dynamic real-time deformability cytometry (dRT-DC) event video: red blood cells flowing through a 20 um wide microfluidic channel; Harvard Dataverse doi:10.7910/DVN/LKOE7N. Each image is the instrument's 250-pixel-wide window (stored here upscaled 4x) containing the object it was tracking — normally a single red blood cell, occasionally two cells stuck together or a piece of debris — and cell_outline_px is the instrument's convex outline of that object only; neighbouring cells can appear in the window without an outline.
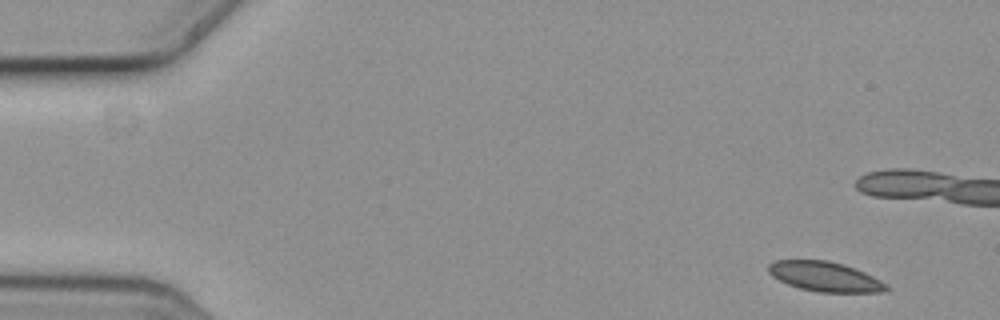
{"species": "common noctule bat (a hibernating species)", "species_latin": "Nyctalus noctula", "temperature_condition": "cold", "stored_images_in_passage": 7, "camera_frame_rate_fps": 3000, "um_per_image_px": 0.085, "animal": {"sex": "female", "body_mass_g": 19.3, "forearm_length_mm": 54.1}, "frame": {"image": 1, "passage_image": 1, "time_ms": 0.0, "image_size_px": [1000, 320], "cell_outline_px": [[888, 292], [816, 292], [800, 288], [788, 284], [772, 276], [768, 272], [768, 264], [776, 260], [828, 260], [844, 264], [864, 272], [888, 284]], "centroid_in_image_um": [70.13, 23.51], "position_along_channel_um": 14.9, "area_um2": 20.46}}